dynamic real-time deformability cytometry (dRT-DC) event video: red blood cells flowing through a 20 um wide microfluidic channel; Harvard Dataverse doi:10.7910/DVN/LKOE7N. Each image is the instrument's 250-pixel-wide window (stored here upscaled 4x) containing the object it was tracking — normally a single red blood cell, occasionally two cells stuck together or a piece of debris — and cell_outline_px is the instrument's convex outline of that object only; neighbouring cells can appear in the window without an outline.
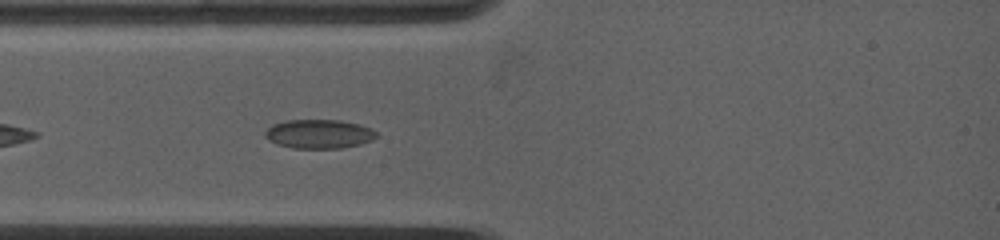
{"species": "common noctule bat (a hibernating species)", "species_latin": "Nyctalus noctula", "temperature_condition": "warm", "stored_images_in_passage": 34, "camera_frame_rate_fps": 5000, "um_per_image_px": 0.085, "animal": {"sex": "female", "body_mass_g": 19.0, "forearm_length_mm": 53.3}, "frame": {"image": 1, "passage_image": 5, "time_ms": 1.4, "image_size_px": [1000, 240], "cell_outline_px": [[376, 136], [372, 140], [360, 144], [340, 148], [292, 148], [276, 144], [268, 140], [264, 136], [264, 132], [272, 124], [284, 120], [340, 120], [360, 124], [372, 128], [376, 132]], "centroid_in_image_um": [27.08, 11.38], "position_along_channel_um": 57.9, "area_um2": 18.96}}
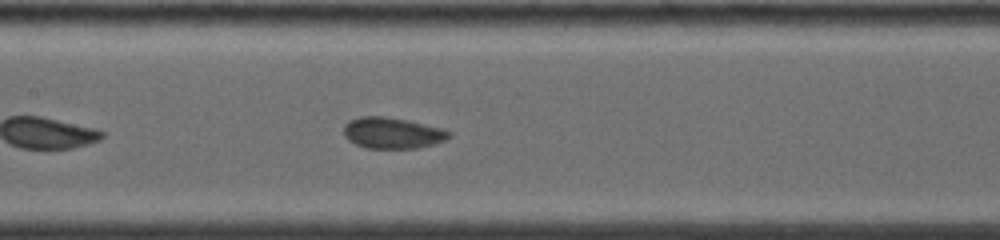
{"frame": {"image": 2, "passage_image": 14, "time_ms": 4.4, "image_size_px": [1000, 240], "cell_outline_px": [[448, 136], [444, 140], [432, 144], [416, 148], [364, 148], [348, 140], [344, 136], [344, 124], [348, 120], [360, 116], [384, 116], [408, 120], [440, 128], [448, 132]], "centroid_in_image_um": [33.25, 11.29], "position_along_channel_um": 174.1, "area_um2": 18.9}}
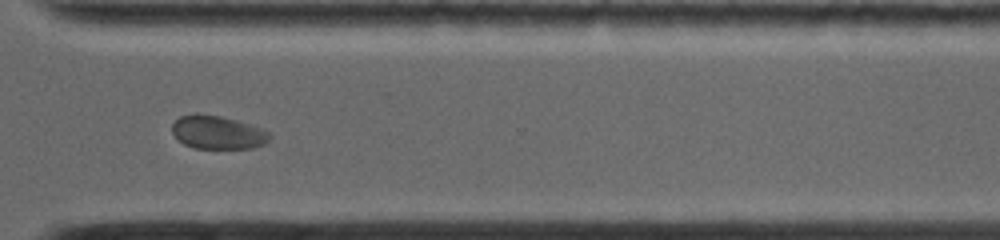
{"frame": {"image": 3, "passage_image": 28, "time_ms": 9.0, "image_size_px": [1000, 240], "cell_outline_px": [[272, 136], [264, 144], [252, 148], [192, 148], [184, 144], [172, 132], [172, 124], [180, 116], [196, 112], [220, 116], [236, 120], [260, 128], [268, 132]], "centroid_in_image_um": [18.48, 11.24], "position_along_channel_um": 352.1, "area_um2": 18.9}, "authors_computed_cell_mechanics": {"area_um2": 18.9006, "velocity_mm_per_s": 3.8667, "shape_relaxation_time_tau1_ms": 5.3205, "shape_relaxation_time_tau2_ms": 0.7829, "deformation_change_tau1": 0.0801, "deformation_change_tau2": 0.0381}}